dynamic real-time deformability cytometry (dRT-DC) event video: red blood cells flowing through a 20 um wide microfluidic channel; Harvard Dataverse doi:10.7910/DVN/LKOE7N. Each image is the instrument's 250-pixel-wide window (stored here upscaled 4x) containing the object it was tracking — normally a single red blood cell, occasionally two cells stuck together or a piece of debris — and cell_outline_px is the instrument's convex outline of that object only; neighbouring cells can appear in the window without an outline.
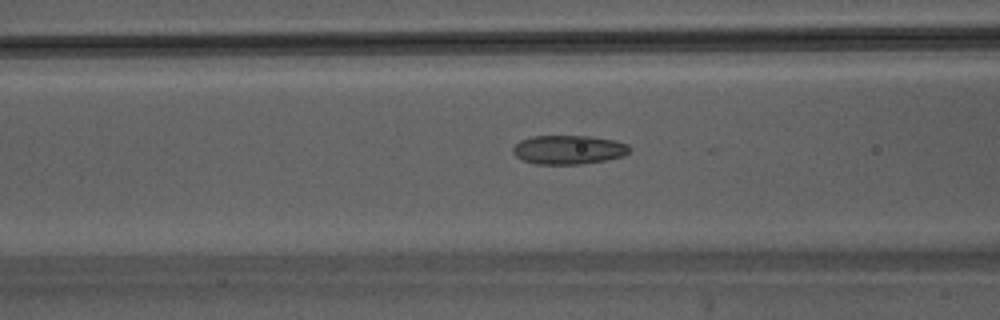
{"species": "Egyptian fruit bat (a non-hibernating species)", "species_latin": "Rousettus aegyptiacus", "temperature_condition": "warm", "stored_images_in_passage": 28, "camera_frame_rate_fps": 3000, "um_per_image_px": 0.085, "animal": {"sex": "male"}, "frame": {"image": 1, "passage_image": 5, "time_ms": 1.333, "image_size_px": [1000, 320], "cell_outline_px": [[632, 148], [624, 156], [604, 160], [580, 164], [536, 164], [524, 160], [516, 156], [512, 152], [512, 148], [520, 140], [532, 136], [588, 136], [612, 140], [628, 144]], "centroid_in_image_um": [48.32, 12.72], "position_along_channel_um": 118.3, "area_um2": 19.59}}
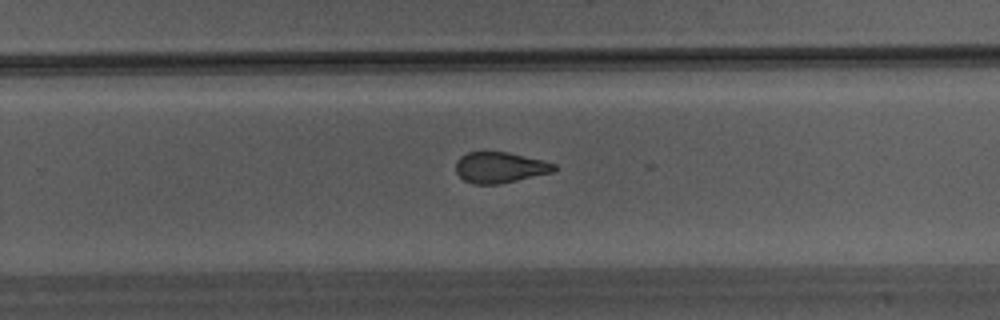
{"frame": {"image": 2, "passage_image": 16, "time_ms": 5.0, "image_size_px": [1000, 320], "cell_outline_px": [[556, 168], [552, 172], [516, 180], [496, 184], [472, 184], [464, 180], [456, 172], [456, 160], [460, 156], [468, 152], [508, 152], [544, 160], [556, 164]], "centroid_in_image_um": [42.47, 14.22], "position_along_channel_um": 287.3, "area_um2": 17.57}}
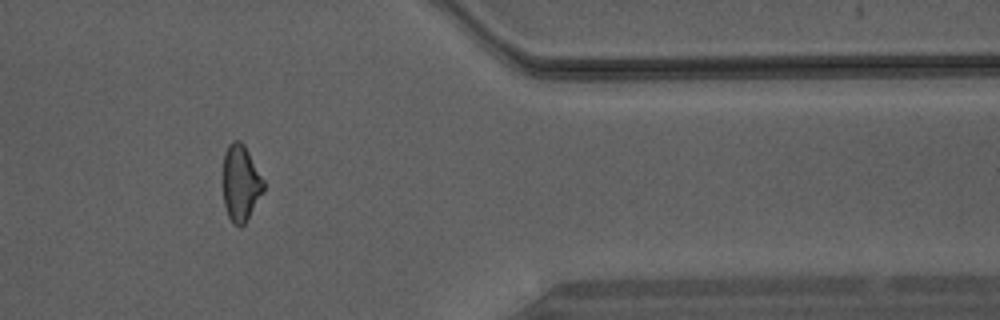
{"frame": {"image": 3, "passage_image": 24, "time_ms": 7.667, "image_size_px": [1000, 320], "cell_outline_px": [[264, 192], [244, 224], [240, 228], [232, 224], [228, 216], [224, 204], [220, 176], [224, 152], [228, 144], [232, 140], [240, 140], [244, 144], [264, 180]], "centroid_in_image_um": [20.41, 15.55], "position_along_channel_um": 391.0, "area_um2": 18.84}}